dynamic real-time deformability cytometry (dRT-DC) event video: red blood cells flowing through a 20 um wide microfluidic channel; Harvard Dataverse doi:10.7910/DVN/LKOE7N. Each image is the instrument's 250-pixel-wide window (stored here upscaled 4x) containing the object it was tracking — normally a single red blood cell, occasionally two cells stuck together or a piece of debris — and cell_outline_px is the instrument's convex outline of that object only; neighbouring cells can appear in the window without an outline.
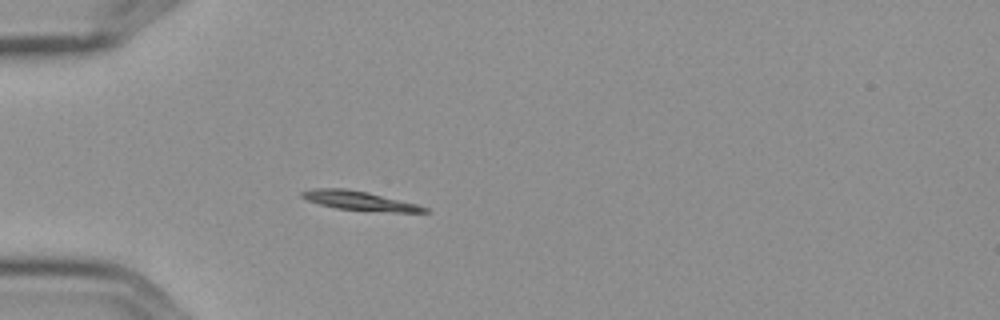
{"species": "Egyptian fruit bat (a non-hibernating species)", "species_latin": "Rousettus aegyptiacus", "temperature_condition": "cold", "stored_images_in_passage": 5, "camera_frame_rate_fps": 3000, "um_per_image_px": 0.085, "frame": {"image": 1, "passage_image": 4, "time_ms": 1.0, "image_size_px": [1000, 320], "cell_outline_px": [[428, 212], [392, 212], [336, 208], [320, 204], [308, 200], [300, 196], [300, 192], [312, 188], [344, 188], [368, 192], [416, 204], [428, 208]], "centroid_in_image_um": [30.52, 17.05], "position_along_channel_um": 54.5, "area_um2": 13.47}}